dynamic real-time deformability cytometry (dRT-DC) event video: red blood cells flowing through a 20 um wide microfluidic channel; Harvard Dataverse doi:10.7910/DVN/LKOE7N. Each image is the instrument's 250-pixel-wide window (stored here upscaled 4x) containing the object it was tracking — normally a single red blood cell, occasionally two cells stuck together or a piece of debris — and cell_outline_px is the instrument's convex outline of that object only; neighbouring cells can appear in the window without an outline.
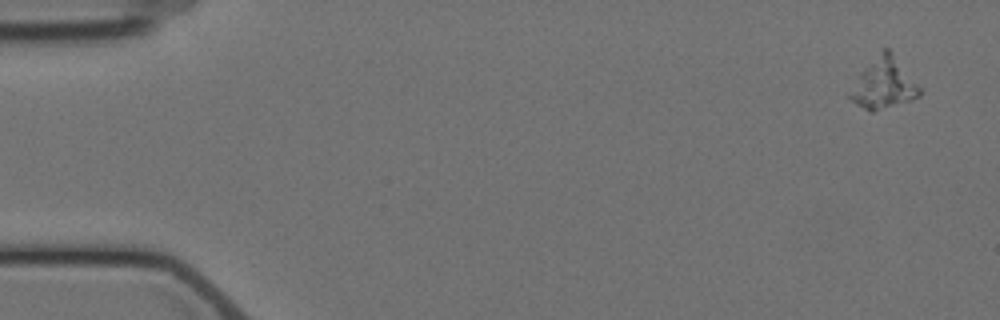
{"species": "Egyptian fruit bat (a non-hibernating species)", "species_latin": "Rousettus aegyptiacus", "temperature_condition": "cold", "stored_images_in_passage": 5, "camera_frame_rate_fps": 3000, "um_per_image_px": 0.085, "animal": {"sex": "female"}, "frame": {"image": 1, "passage_image": 1, "time_ms": 0.0, "image_size_px": [1000, 320], "cell_outline_px": [[924, 92], [920, 96], [912, 100], [872, 112], [868, 112], [856, 104], [848, 96], [848, 92], [860, 72], [884, 48], [888, 48], [892, 52]], "centroid_in_image_um": [75.12, 7.14], "position_along_channel_um": 9.9, "area_um2": 20.4}}
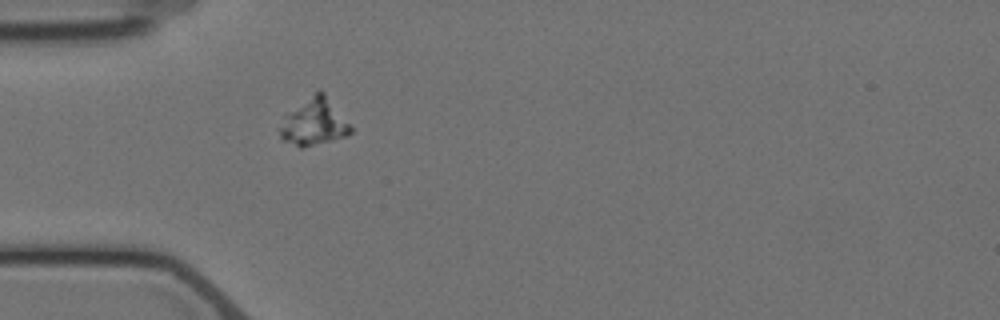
{"frame": {"image": 2, "passage_image": 5, "time_ms": 5.0, "image_size_px": [1000, 320], "cell_outline_px": [[356, 128], [352, 132], [344, 136], [332, 140], [300, 148], [280, 140], [276, 128], [284, 116], [320, 88], [324, 92]], "centroid_in_image_um": [26.7, 10.39], "position_along_channel_um": 58.3, "area_um2": 19.83}}